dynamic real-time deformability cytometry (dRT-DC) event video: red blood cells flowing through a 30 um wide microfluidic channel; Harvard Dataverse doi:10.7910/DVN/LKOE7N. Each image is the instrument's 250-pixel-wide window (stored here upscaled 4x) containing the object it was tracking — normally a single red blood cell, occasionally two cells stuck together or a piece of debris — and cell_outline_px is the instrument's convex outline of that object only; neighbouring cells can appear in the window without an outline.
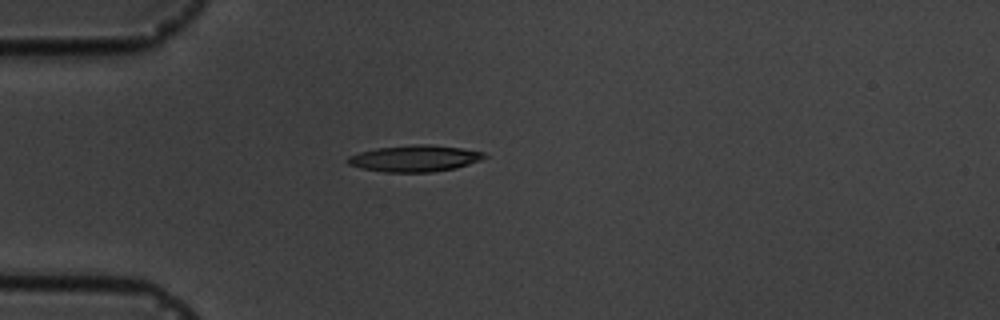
{"species": "common noctule bat (a hibernating species)", "species_latin": "Nyctalus noctula", "temperature_condition": "cold", "stored_images_in_passage": 4, "camera_frame_rate_fps": 3000, "um_per_image_px": 0.085, "animal": {"sex": "male", "body_mass_g": 19.5, "forearm_length_mm": 54.6}, "frame": {"image": 1, "passage_image": 3, "time_ms": 2.333, "image_size_px": [1000, 320], "cell_outline_px": [[488, 156], [480, 160], [456, 168], [432, 172], [384, 172], [360, 168], [348, 164], [344, 160], [348, 156], [360, 152], [376, 148], [412, 144], [428, 144], [460, 148], [484, 152]], "centroid_in_image_um": [35.22, 13.46], "position_along_channel_um": 49.8, "area_um2": 21.15}}